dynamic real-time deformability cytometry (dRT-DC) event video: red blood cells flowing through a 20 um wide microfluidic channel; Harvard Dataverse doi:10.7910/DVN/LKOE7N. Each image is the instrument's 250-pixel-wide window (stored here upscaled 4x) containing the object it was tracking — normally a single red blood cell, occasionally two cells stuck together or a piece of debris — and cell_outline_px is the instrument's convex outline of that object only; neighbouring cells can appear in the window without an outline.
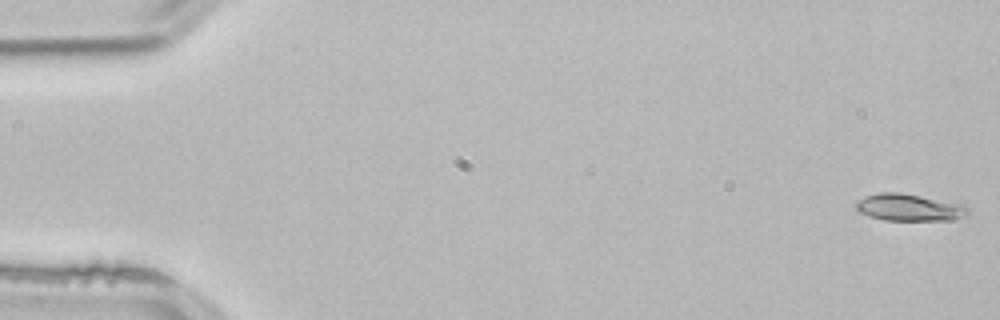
{"species": "common noctule bat (a hibernating species)", "species_latin": "Nyctalus noctula", "temperature_condition": "room temperature", "stored_images_in_passage": 4, "segment_of_instrument_passage": [2, 2], "camera_frame_rate_fps": 3000, "um_per_image_px": 0.085, "animal": {"sex": "male", "body_mass_g": 21.5, "forearm_length_mm": 52.0}, "frame": {"image": 1, "passage_image": 4, "time_ms": 1.0, "image_size_px": [1000, 320], "cell_outline_px": [[968, 212], [952, 220], [884, 220], [868, 216], [860, 212], [856, 208], [856, 200], [864, 196], [880, 192], [900, 192], [964, 204], [968, 208]], "centroid_in_image_um": [77.23, 17.62], "position_along_channel_um": 7.8, "area_um2": 17.57}}